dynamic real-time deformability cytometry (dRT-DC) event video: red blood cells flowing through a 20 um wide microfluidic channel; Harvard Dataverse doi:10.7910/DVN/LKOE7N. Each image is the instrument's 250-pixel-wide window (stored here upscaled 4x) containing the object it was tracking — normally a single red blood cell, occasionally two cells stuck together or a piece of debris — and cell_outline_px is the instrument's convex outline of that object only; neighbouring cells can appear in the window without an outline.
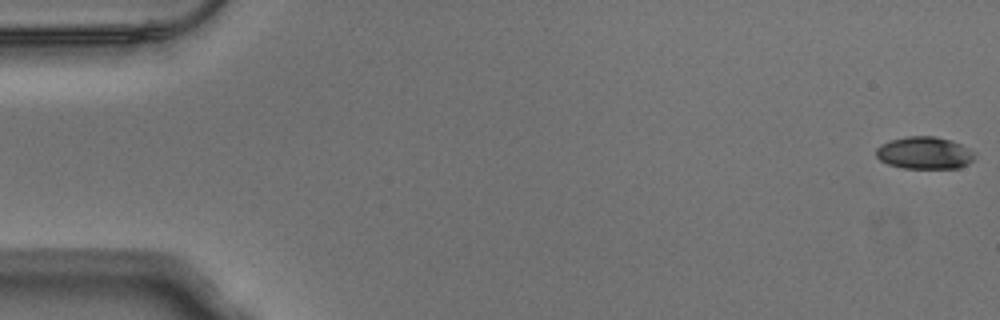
{"species": "Egyptian fruit bat (a non-hibernating species)", "species_latin": "Rousettus aegyptiacus", "temperature_condition": "warm", "stored_images_in_passage": 53, "camera_frame_rate_fps": 3000, "um_per_image_px": 0.085, "animal": {"sex": "male"}, "frame": {"image": 1, "passage_image": 1, "time_ms": 0.0, "image_size_px": [1000, 320], "cell_outline_px": [[976, 156], [968, 164], [960, 168], [904, 168], [888, 164], [880, 160], [876, 156], [876, 148], [880, 144], [892, 140], [908, 136], [936, 136], [952, 140], [968, 148]], "centroid_in_image_um": [78.58, 13.0], "position_along_channel_um": 6.4, "area_um2": 18.55}}
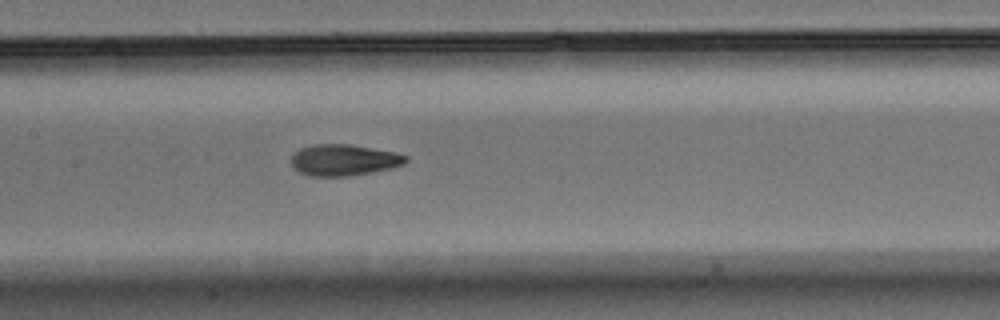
{"frame": {"image": 2, "passage_image": 26, "time_ms": 8.333, "image_size_px": [1000, 320], "cell_outline_px": [[408, 160], [404, 164], [392, 168], [352, 176], [312, 176], [300, 172], [292, 164], [292, 156], [300, 148], [312, 144], [352, 144], [396, 152], [408, 156]], "centroid_in_image_um": [29.28, 13.59], "position_along_channel_um": 178.1, "area_um2": 20.98}}
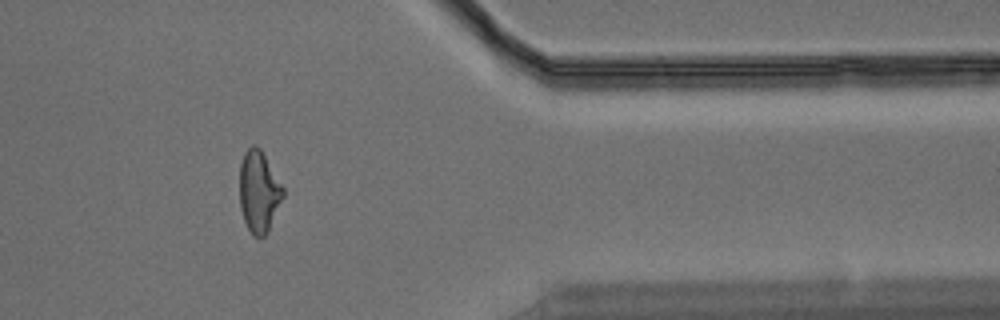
{"frame": {"image": 3, "passage_image": 44, "time_ms": 14.333, "image_size_px": [1000, 320], "cell_outline_px": [[284, 196], [264, 236], [252, 236], [244, 220], [240, 208], [240, 164], [244, 152], [252, 144], [256, 144], [260, 148], [284, 188]], "centroid_in_image_um": [21.99, 16.25], "position_along_channel_um": 389.4, "area_um2": 20.4}, "authors_computed_cell_mechanics": {"area_um2": 20.5768, "velocity_mm_per_s": 3.8341, "shape_relaxation_time_tau1_ms": 5.649, "shape_relaxation_time_tau2_ms": 1.9228, "deformation_change_tau1": 0.2017, "deformation_change_tau2": 0.0949}}